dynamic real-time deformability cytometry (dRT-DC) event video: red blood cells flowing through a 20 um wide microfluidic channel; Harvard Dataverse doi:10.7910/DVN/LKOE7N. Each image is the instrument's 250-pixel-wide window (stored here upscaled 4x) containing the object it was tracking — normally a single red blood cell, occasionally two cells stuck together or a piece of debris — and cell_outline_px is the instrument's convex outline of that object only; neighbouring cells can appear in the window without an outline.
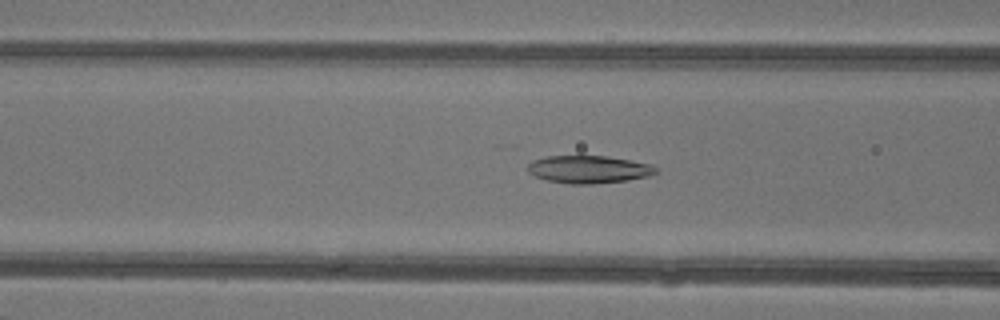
{"species": "common noctule bat (a hibernating species)", "species_latin": "Nyctalus noctula", "temperature_condition": "warm", "stored_images_in_passage": 43, "camera_frame_rate_fps": 3000, "um_per_image_px": 0.085, "animal": {"sex": "female"}, "frame": {"image": 1, "passage_image": 15, "time_ms": 4.667, "image_size_px": [1000, 320], "cell_outline_px": [[656, 172], [648, 176], [628, 180], [592, 184], [568, 184], [548, 180], [536, 176], [528, 172], [528, 164], [532, 160], [544, 156], [608, 156], [652, 164], [656, 168]], "centroid_in_image_um": [50.03, 14.39], "position_along_channel_um": 116.6, "area_um2": 20.63}}
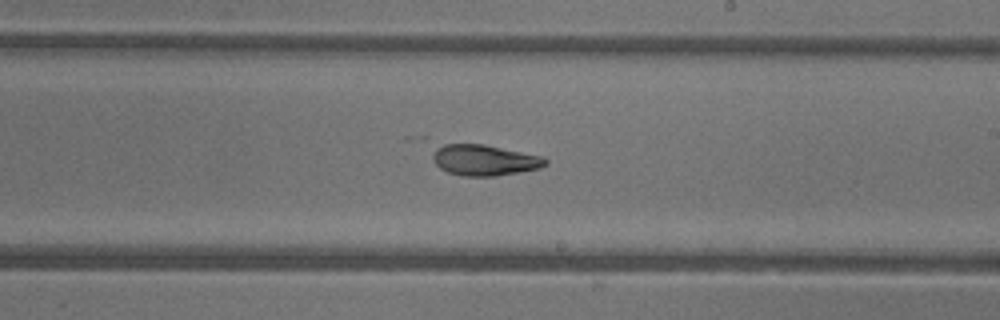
{"frame": {"image": 2, "passage_image": 24, "time_ms": 7.667, "image_size_px": [1000, 320], "cell_outline_px": [[548, 164], [540, 168], [496, 176], [460, 176], [448, 172], [440, 168], [436, 164], [432, 156], [436, 144], [484, 144], [544, 156], [548, 160]], "centroid_in_image_um": [41.18, 13.6], "position_along_channel_um": 247.8, "area_um2": 20.52}}
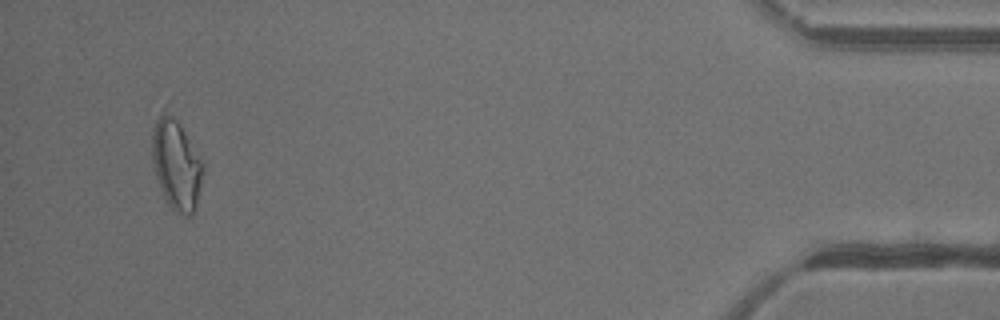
{"frame": {"image": 3, "passage_image": 41, "time_ms": 13.333, "image_size_px": [1000, 320], "cell_outline_px": [[204, 172], [196, 208], [192, 216], [184, 216], [172, 208], [168, 204], [164, 196], [152, 168], [152, 128], [160, 112], [164, 108], [180, 124], [204, 164]], "centroid_in_image_um": [14.98, 13.99], "position_along_channel_um": 420.2, "area_um2": 26.99}, "authors_computed_cell_mechanics": {"area_um2": 22.253, "velocity_mm_per_s": 4.387, "shape_relaxation_time_tau1_ms": null, "shape_relaxation_time_tau2_ms": 2.3218, "deformation_change_tau1": null, "deformation_change_tau2": 0.1143}}